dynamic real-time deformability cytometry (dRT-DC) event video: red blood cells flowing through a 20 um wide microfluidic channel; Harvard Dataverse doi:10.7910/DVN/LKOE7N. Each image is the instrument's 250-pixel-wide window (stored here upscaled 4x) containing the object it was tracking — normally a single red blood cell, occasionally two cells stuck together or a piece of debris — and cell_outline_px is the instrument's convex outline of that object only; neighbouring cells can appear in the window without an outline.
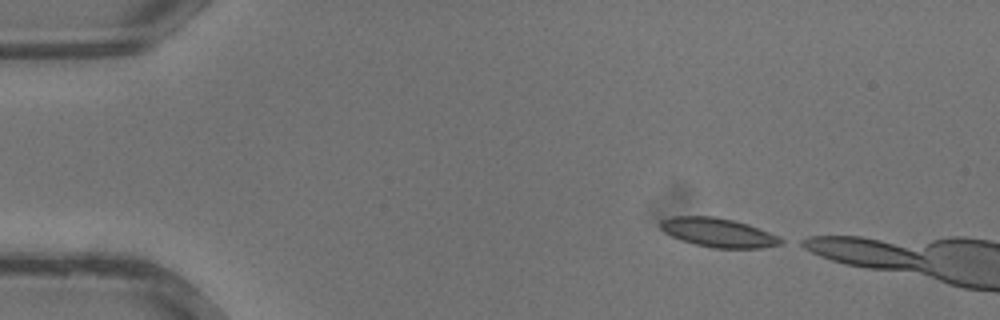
{"species": "common noctule bat (a hibernating species)", "species_latin": "Nyctalus noctula", "temperature_condition": "warm", "stored_images_in_passage": 7, "camera_frame_rate_fps": 3000, "um_per_image_px": 0.085, "animal": {"sex": "male", "body_mass_g": 13.3}, "frame": {"image": 1, "passage_image": 1, "time_ms": 0.0, "image_size_px": [1000, 320], "cell_outline_px": [[788, 240], [784, 244], [760, 248], [712, 248], [680, 240], [664, 232], [660, 228], [660, 220], [672, 216], [712, 216], [732, 220], [748, 224], [780, 236]], "centroid_in_image_um": [61.1, 19.77], "position_along_channel_um": 23.9, "area_um2": 20.58}}